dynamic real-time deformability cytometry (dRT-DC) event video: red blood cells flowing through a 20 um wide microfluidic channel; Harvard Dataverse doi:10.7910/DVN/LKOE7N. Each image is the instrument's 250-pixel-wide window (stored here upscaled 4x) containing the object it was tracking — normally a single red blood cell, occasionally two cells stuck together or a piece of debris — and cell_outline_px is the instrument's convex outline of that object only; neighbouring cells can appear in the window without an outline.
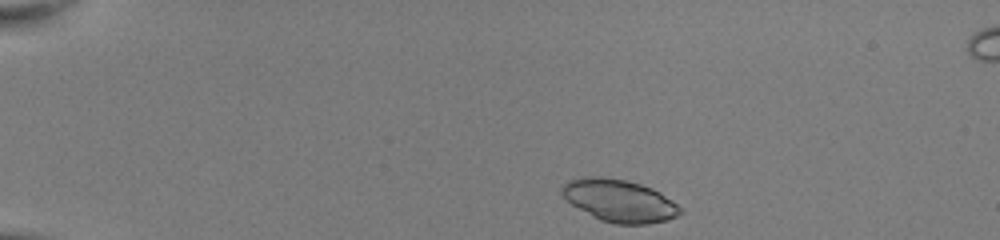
{"species": "common noctule bat (a hibernating species)", "species_latin": "Nyctalus noctula", "temperature_condition": "room temperature", "stored_images_in_passage": 42, "camera_frame_rate_fps": 3000, "um_per_image_px": 0.085, "animal": {"sex": "female", "body_mass_g": 22.0, "forearm_length_mm": 56.7}, "frame": {"image": 1, "passage_image": 1, "time_ms": 0.0, "image_size_px": [1000, 240], "cell_outline_px": [[684, 212], [676, 216], [664, 220], [644, 224], [616, 224], [600, 220], [572, 204], [560, 192], [564, 184], [568, 180], [584, 176], [604, 176], [624, 180], [640, 184], [652, 188], [660, 192], [676, 204]], "centroid_in_image_um": [52.63, 17.04], "position_along_channel_um": 32.4, "area_um2": 28.9}}